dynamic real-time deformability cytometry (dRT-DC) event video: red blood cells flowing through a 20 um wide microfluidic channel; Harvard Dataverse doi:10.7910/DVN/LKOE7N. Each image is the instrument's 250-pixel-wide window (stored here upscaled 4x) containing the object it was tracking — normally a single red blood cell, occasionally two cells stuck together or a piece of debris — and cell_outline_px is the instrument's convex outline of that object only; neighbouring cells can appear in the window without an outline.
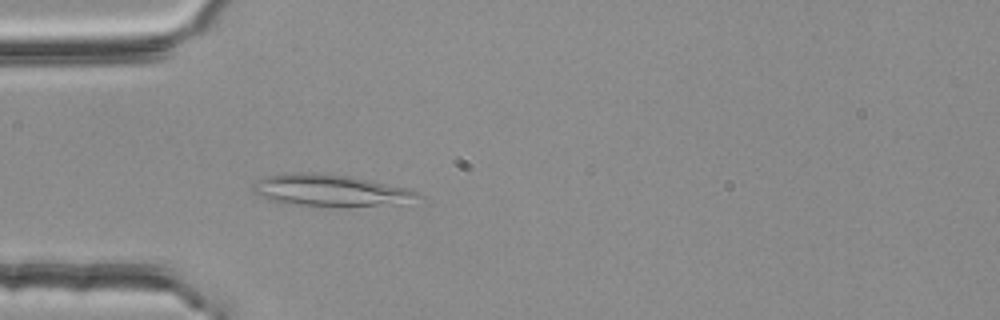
{"species": "common noctule bat (a hibernating species)", "species_latin": "Nyctalus noctula", "temperature_condition": "room temperature", "stored_images_in_passage": 4, "camera_frame_rate_fps": 3000, "um_per_image_px": 0.085, "animal": {"sex": "female", "body_mass_g": 25.1}, "frame": {"image": 1, "passage_image": 4, "time_ms": 1.0, "image_size_px": [1000, 320], "cell_outline_px": [[420, 196], [404, 204], [348, 208], [288, 204], [272, 200], [252, 192], [252, 188], [256, 180], [264, 176], [288, 172], [312, 172], [348, 176], [408, 188], [416, 192]], "centroid_in_image_um": [28.07, 16.2], "position_along_channel_um": 56.9, "area_um2": 31.1}}